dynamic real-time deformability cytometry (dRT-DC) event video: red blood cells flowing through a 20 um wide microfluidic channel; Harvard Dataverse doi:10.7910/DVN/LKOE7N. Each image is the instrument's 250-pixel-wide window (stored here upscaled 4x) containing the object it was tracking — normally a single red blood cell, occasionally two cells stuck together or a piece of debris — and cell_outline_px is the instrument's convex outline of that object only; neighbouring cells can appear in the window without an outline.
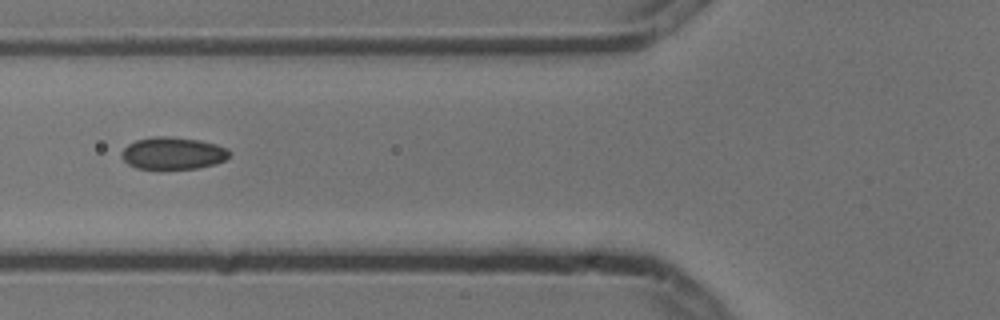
{"species": "common noctule bat (a hibernating species)", "species_latin": "Nyctalus noctula", "temperature_condition": "cold", "stored_images_in_passage": 6, "camera_frame_rate_fps": 3000, "um_per_image_px": 0.085, "animal": {"sex": "male", "body_mass_g": 13.3}, "frame": {"image": 1, "passage_image": 6, "time_ms": 1.667, "image_size_px": [1000, 320], "cell_outline_px": [[232, 152], [224, 160], [216, 164], [196, 168], [136, 168], [128, 164], [120, 156], [120, 152], [128, 144], [136, 140], [156, 136], [168, 136], [200, 140], [216, 144], [228, 148]], "centroid_in_image_um": [14.7, 13.01], "position_along_channel_um": 111.1, "area_um2": 20.23}}